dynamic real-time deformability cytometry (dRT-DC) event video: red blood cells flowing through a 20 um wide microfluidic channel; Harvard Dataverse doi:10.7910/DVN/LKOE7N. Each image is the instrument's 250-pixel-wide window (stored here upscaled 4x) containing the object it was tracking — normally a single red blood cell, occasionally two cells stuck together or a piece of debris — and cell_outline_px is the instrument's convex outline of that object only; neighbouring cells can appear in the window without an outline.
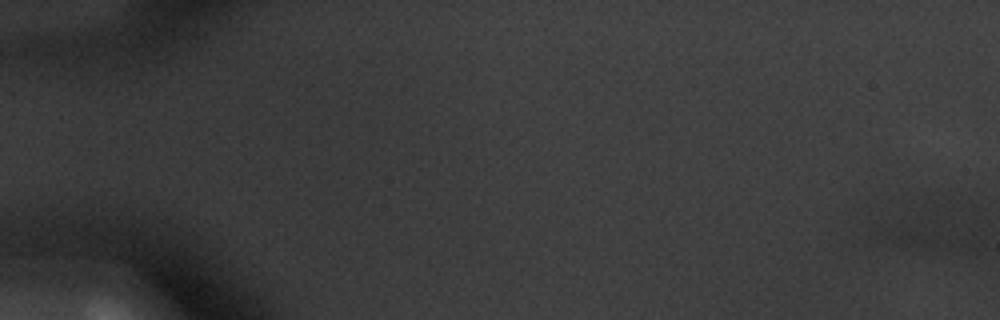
{"species": "common noctule bat (a hibernating species)", "species_latin": "Nyctalus noctula", "temperature_condition": "warm", "stored_images_in_passage": 16, "camera_frame_rate_fps": 3000, "um_per_image_px": 0.085, "animal": {"sex": "male", "body_mass_g": 20.1, "forearm_length_mm": 53.5}, "frame": {"image": 1, "passage_image": 1, "time_ms": 0.0, "image_size_px": [1000, 320], "cell_outline_px": [[952, 244], [932, 248], [904, 248], [880, 244], [876, 240], [872, 228], [880, 224], [924, 204], [940, 204], [948, 216], [952, 224]], "centroid_in_image_um": [77.93, 19.45], "position_along_channel_um": 7.1, "area_um2": 18.96}}
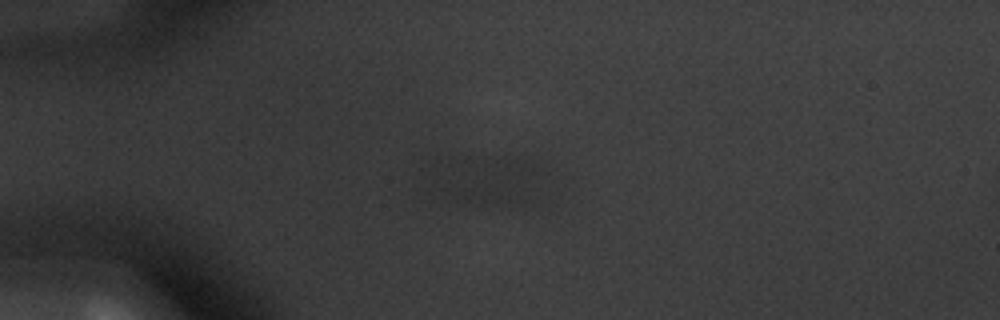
{"frame": {"image": 2, "passage_image": 15, "time_ms": 4.667, "image_size_px": [1000, 320], "cell_outline_px": [[532, 200], [520, 204], [480, 204], [456, 200], [448, 192], [500, 160], [508, 160], [532, 168]], "centroid_in_image_um": [42.3, 15.75], "position_along_channel_um": 42.7, "area_um2": 19.02}}